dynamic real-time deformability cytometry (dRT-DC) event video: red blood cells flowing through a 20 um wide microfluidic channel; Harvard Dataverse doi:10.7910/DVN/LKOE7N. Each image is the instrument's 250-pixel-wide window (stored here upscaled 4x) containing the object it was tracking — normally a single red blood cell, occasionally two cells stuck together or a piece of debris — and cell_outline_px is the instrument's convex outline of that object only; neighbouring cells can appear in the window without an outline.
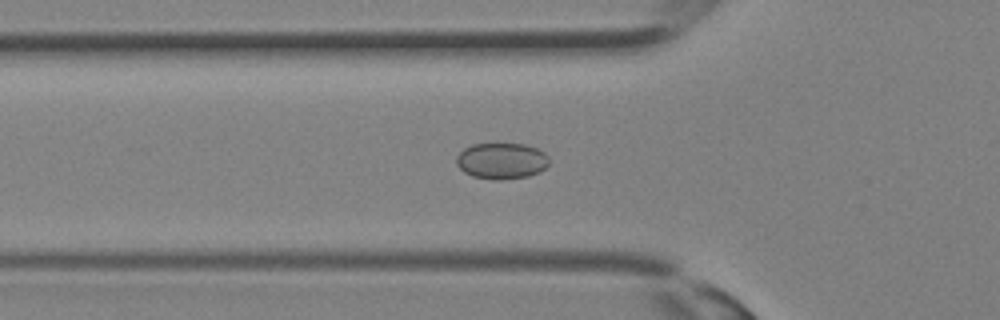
{"species": "Egyptian fruit bat (a non-hibernating species)", "species_latin": "Rousettus aegyptiacus", "temperature_condition": "room temperature", "stored_images_in_passage": 28, "camera_frame_rate_fps": 3000, "um_per_image_px": 0.085, "animal": {"sex": "female"}, "frame": {"image": 1, "passage_image": 6, "time_ms": 1.667, "image_size_px": [1000, 320], "cell_outline_px": [[548, 164], [540, 172], [528, 176], [500, 180], [492, 180], [472, 176], [464, 172], [456, 164], [456, 156], [464, 148], [472, 144], [524, 144], [536, 148], [544, 152], [548, 156]], "centroid_in_image_um": [42.62, 13.68], "position_along_channel_um": 83.2, "area_um2": 19.59}}
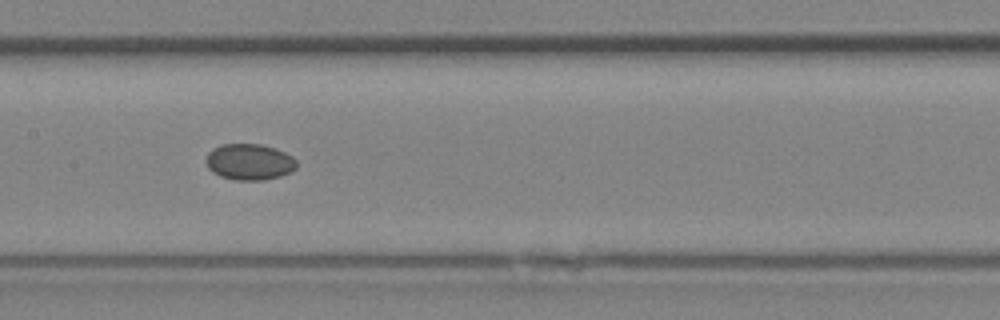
{"frame": {"image": 2, "passage_image": 11, "time_ms": 3.333, "image_size_px": [1000, 320], "cell_outline_px": [[296, 168], [280, 176], [264, 180], [236, 180], [220, 176], [212, 172], [208, 168], [208, 152], [212, 148], [224, 144], [260, 144], [276, 148], [292, 156], [296, 160]], "centroid_in_image_um": [21.21, 13.76], "position_along_channel_um": 186.2, "area_um2": 18.96}}
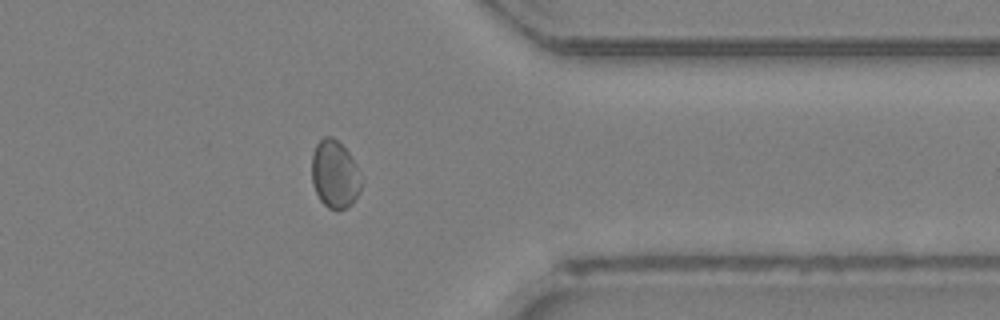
{"frame": {"image": 3, "passage_image": 21, "time_ms": 6.667, "image_size_px": [1000, 320], "cell_outline_px": [[360, 192], [352, 204], [336, 212], [328, 208], [320, 200], [312, 184], [312, 152], [316, 144], [324, 136], [332, 136], [348, 152], [356, 164], [360, 184]], "centroid_in_image_um": [28.42, 14.84], "position_along_channel_um": 383.0, "area_um2": 19.48}}